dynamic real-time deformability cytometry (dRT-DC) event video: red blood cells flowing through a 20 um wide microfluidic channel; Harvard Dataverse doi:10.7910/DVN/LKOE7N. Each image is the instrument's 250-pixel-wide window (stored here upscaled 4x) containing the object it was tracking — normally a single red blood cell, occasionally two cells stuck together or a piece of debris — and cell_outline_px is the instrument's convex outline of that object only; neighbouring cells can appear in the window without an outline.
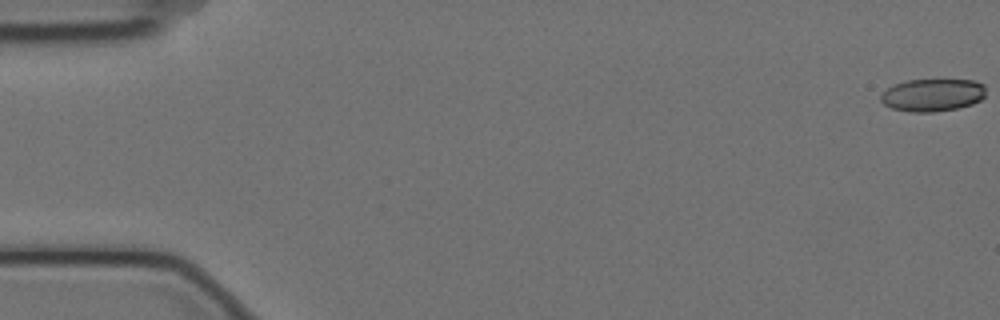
{"species": "Egyptian fruit bat (a non-hibernating species)", "species_latin": "Rousettus aegyptiacus", "temperature_condition": "cold", "stored_images_in_passage": 7, "camera_frame_rate_fps": 3000, "um_per_image_px": 0.085, "animal": {"sex": "female"}, "frame": {"image": 1, "passage_image": 1, "time_ms": 0.0, "image_size_px": [1000, 320], "cell_outline_px": [[984, 96], [980, 100], [972, 104], [956, 108], [936, 112], [912, 112], [892, 108], [884, 104], [880, 100], [880, 96], [888, 88], [896, 84], [908, 80], [972, 80], [984, 84]], "centroid_in_image_um": [79.27, 8.08], "position_along_channel_um": 5.7, "area_um2": 19.77}}
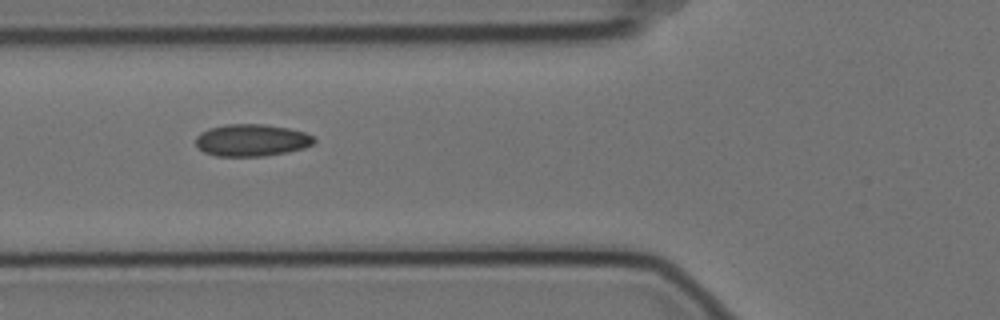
{"frame": {"image": 2, "passage_image": 6, "time_ms": 1.667, "image_size_px": [1000, 320], "cell_outline_px": [[316, 140], [312, 144], [304, 148], [288, 152], [264, 156], [216, 156], [204, 152], [196, 144], [196, 136], [200, 132], [208, 128], [228, 124], [264, 124], [288, 128], [304, 132], [312, 136]], "centroid_in_image_um": [21.38, 11.92], "position_along_channel_um": 104.4, "area_um2": 22.14}}
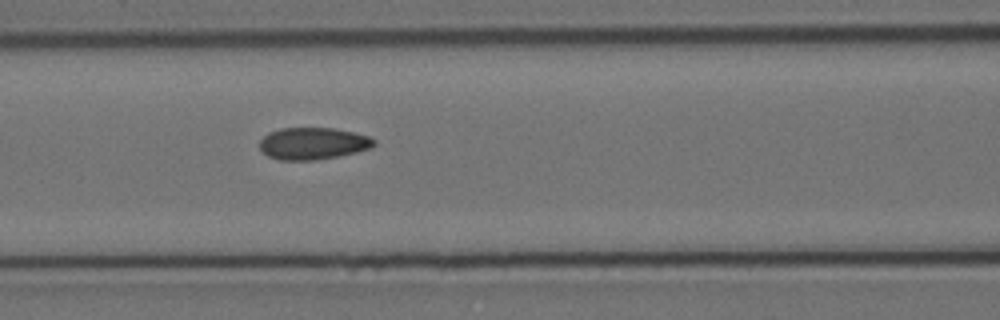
{"frame": {"image": 3, "passage_image": 7, "time_ms": 2.0, "image_size_px": [1000, 320], "cell_outline_px": [[376, 144], [372, 148], [356, 152], [316, 160], [280, 160], [268, 156], [260, 148], [260, 140], [268, 132], [280, 128], [332, 128], [352, 132], [368, 136], [376, 140]], "centroid_in_image_um": [26.6, 12.19], "position_along_channel_um": 140.0, "area_um2": 21.27}}